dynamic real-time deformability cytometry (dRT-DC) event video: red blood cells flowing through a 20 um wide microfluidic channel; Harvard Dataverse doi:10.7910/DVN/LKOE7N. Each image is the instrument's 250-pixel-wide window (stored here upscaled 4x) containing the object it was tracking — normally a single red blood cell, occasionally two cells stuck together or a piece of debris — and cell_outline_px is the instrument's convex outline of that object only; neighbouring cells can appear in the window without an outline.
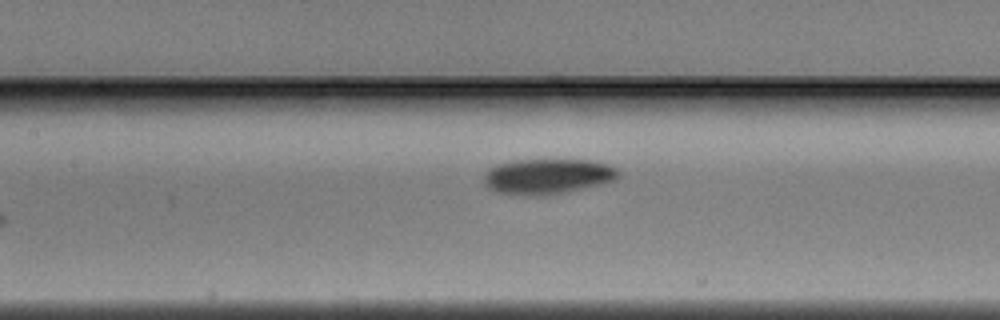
{"species": "Egyptian fruit bat (a non-hibernating species)", "species_latin": "Rousettus aegyptiacus", "temperature_condition": "warm", "stored_images_in_passage": 5, "camera_frame_rate_fps": 3000, "um_per_image_px": 0.085, "animal": {"sex": "male"}, "frame": {"image": 1, "passage_image": 5, "time_ms": 1.333, "image_size_px": [1000, 320], "cell_outline_px": [[620, 176], [612, 180], [580, 188], [544, 196], [524, 196], [500, 192], [488, 188], [484, 180], [484, 176], [488, 168], [496, 164], [512, 160], [592, 160], [608, 164], [616, 168], [620, 172]], "centroid_in_image_um": [46.49, 14.98], "position_along_channel_um": 160.9, "area_um2": 27.51}}